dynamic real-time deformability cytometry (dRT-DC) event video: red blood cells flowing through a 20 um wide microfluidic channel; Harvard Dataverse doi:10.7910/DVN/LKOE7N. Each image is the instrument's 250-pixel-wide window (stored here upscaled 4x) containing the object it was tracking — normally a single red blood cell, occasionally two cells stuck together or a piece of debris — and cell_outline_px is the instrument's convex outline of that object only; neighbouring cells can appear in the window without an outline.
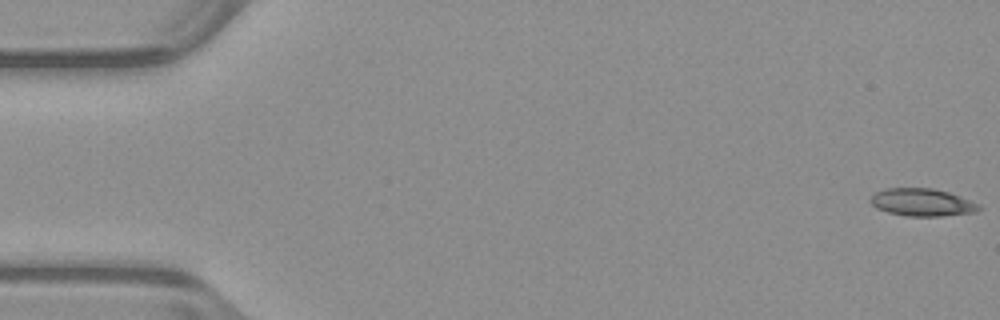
{"species": "common noctule bat (a hibernating species)", "species_latin": "Nyctalus noctula", "temperature_condition": "warm", "stored_images_in_passage": 47, "camera_frame_rate_fps": 3000, "um_per_image_px": 0.085, "animal": {"sex": "male", "body_mass_g": 23.1, "forearm_length_mm": 52.7}, "frame": {"image": 1, "passage_image": 1, "time_ms": 0.0, "image_size_px": [1000, 320], "cell_outline_px": [[980, 208], [976, 212], [940, 216], [908, 216], [888, 212], [876, 208], [868, 200], [876, 192], [884, 188], [932, 188], [948, 192], [960, 196], [980, 204]], "centroid_in_image_um": [78.37, 17.19], "position_along_channel_um": 6.6, "area_um2": 17.4}}
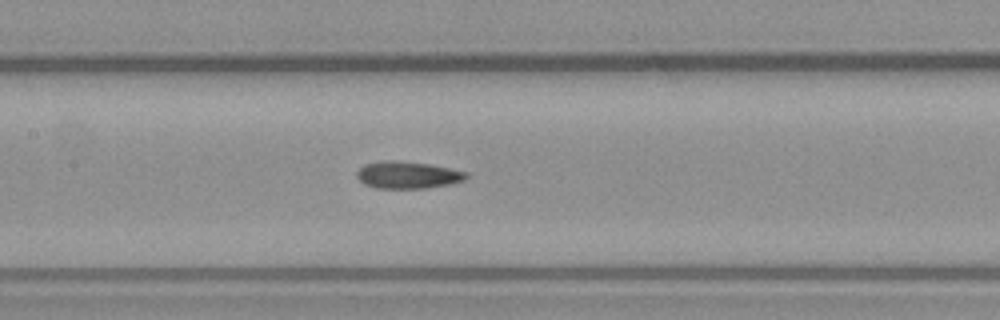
{"frame": {"image": 2, "passage_image": 25, "time_ms": 8.0, "image_size_px": [1000, 320], "cell_outline_px": [[468, 176], [464, 180], [452, 184], [428, 188], [376, 188], [364, 184], [356, 176], [356, 172], [364, 164], [388, 160], [392, 160], [428, 164], [468, 172]], "centroid_in_image_um": [34.66, 14.88], "position_along_channel_um": 172.7, "area_um2": 17.22}}
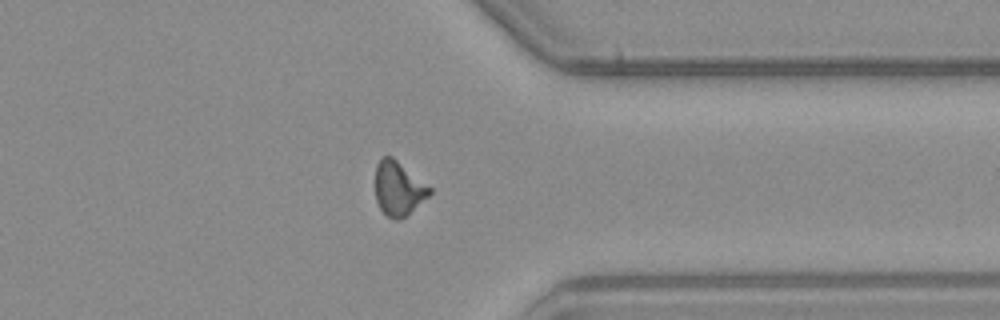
{"frame": {"image": 3, "passage_image": 41, "time_ms": 13.333, "image_size_px": [1000, 320], "cell_outline_px": [[432, 192], [428, 196], [400, 220], [396, 220], [388, 216], [380, 208], [376, 200], [376, 164], [380, 156], [392, 156], [432, 188]], "centroid_in_image_um": [33.85, 15.99], "position_along_channel_um": 377.5, "area_um2": 16.94}}